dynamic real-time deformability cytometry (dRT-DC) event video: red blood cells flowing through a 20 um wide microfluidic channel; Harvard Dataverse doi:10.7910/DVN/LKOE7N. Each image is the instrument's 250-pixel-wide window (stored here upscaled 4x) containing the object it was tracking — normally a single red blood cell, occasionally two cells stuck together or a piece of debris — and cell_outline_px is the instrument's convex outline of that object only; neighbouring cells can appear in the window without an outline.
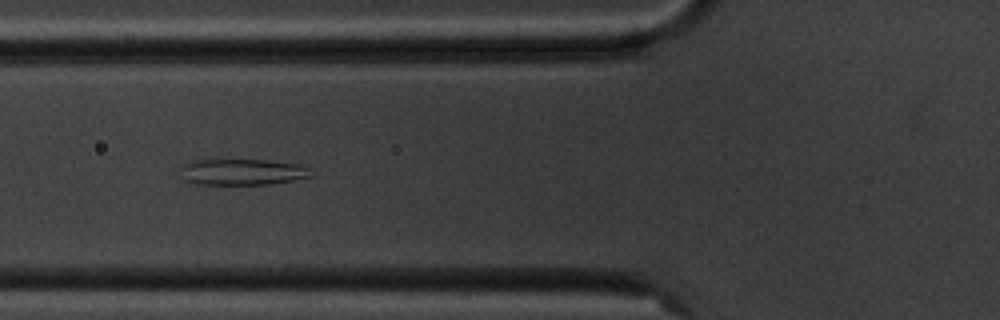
{"species": "common noctule bat (a hibernating species)", "species_latin": "Nyctalus noctula", "temperature_condition": "cold", "stored_images_in_passage": 9, "camera_frame_rate_fps": 3000, "um_per_image_px": 0.085, "animal": {"sex": "male", "body_mass_g": 20.1, "forearm_length_mm": 53.5}, "frame": {"image": 1, "passage_image": 6, "time_ms": 5.667, "image_size_px": [1000, 320], "cell_outline_px": [[308, 176], [292, 180], [268, 184], [196, 184], [184, 180], [180, 164], [204, 156], [264, 160], [296, 164], [308, 168]], "centroid_in_image_um": [20.38, 14.55], "position_along_channel_um": 105.4, "area_um2": 20.52}}